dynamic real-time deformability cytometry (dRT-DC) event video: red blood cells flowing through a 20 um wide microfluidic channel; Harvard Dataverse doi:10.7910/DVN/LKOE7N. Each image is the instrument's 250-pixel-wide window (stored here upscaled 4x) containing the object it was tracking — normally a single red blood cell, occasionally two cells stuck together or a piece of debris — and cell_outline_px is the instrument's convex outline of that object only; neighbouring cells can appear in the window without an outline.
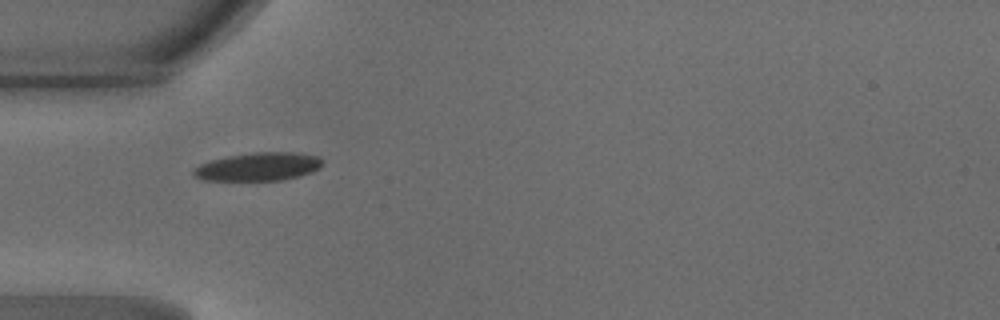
{"species": "common noctule bat (a hibernating species)", "species_latin": "Nyctalus noctula", "temperature_condition": "warm", "stored_images_in_passage": 34, "camera_frame_rate_fps": 3000, "um_per_image_px": 0.085, "animal": {"sex": "male", "body_mass_g": 18.8}, "frame": {"image": 1, "passage_image": 1, "time_ms": 0.0, "image_size_px": [1000, 320], "cell_outline_px": [[324, 164], [320, 168], [312, 172], [280, 180], [204, 180], [192, 176], [192, 168], [208, 160], [228, 156], [252, 152], [300, 152], [320, 156], [324, 160]], "centroid_in_image_um": [21.97, 14.15], "position_along_channel_um": 63.0, "area_um2": 21.56}}
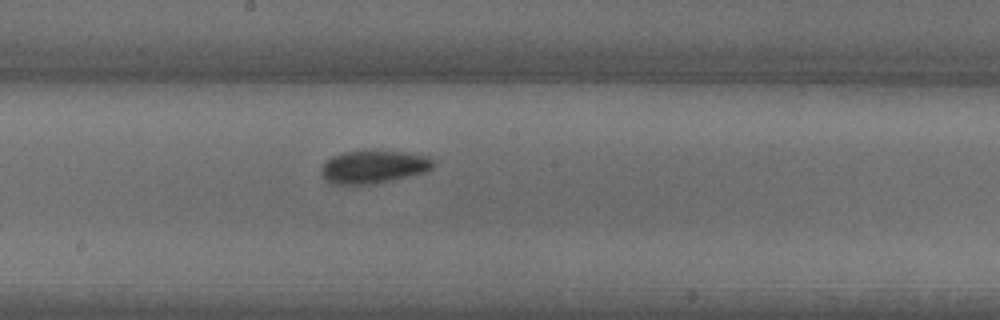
{"frame": {"image": 2, "passage_image": 12, "time_ms": 3.667, "image_size_px": [1000, 320], "cell_outline_px": [[436, 164], [428, 172], [376, 184], [332, 184], [324, 180], [320, 172], [320, 168], [332, 156], [340, 152], [376, 148], [404, 152], [428, 156]], "centroid_in_image_um": [31.76, 14.15], "position_along_channel_um": 216.4, "area_um2": 22.43}}
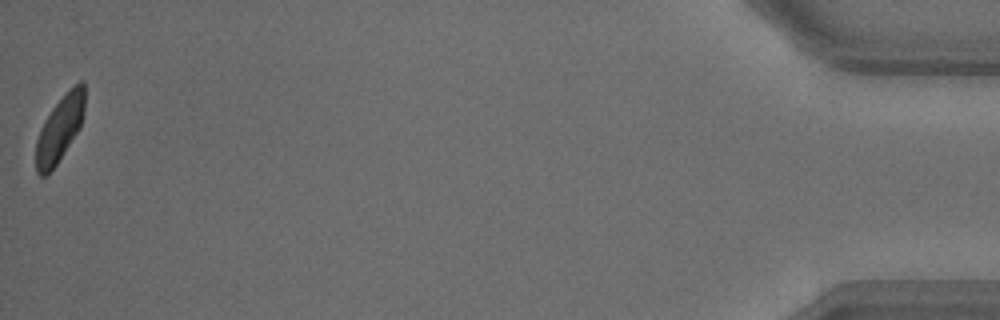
{"frame": {"image": 3, "passage_image": 34, "time_ms": 11.0, "image_size_px": [1000, 320], "cell_outline_px": [[84, 108], [80, 128], [56, 164], [44, 176], [40, 176], [36, 172], [36, 140], [40, 128], [44, 120], [52, 108], [80, 80], [84, 80]], "centroid_in_image_um": [5.06, 10.96], "position_along_channel_um": 430.1, "area_um2": 18.21}, "authors_computed_cell_mechanics": {"area_um2": 20.6346, "velocity_mm_per_s": 4.1989, "shape_relaxation_time_tau1_ms": 4.3239, "shape_relaxation_time_tau2_ms": 2.945, "deformation_change_tau1": 0.1351, "deformation_change_tau2": 0.0739}}